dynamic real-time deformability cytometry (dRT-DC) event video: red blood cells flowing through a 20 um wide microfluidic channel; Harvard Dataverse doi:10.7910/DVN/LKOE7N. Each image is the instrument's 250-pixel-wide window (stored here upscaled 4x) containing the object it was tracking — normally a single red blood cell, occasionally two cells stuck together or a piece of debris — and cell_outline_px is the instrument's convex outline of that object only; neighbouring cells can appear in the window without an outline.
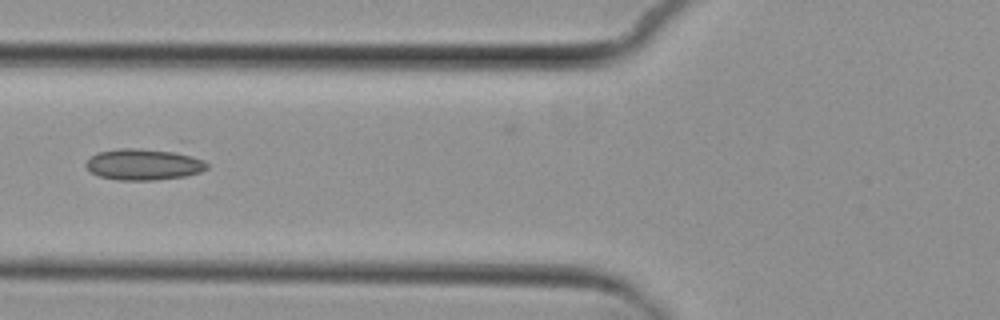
{"species": "common noctule bat (a hibernating species)", "species_latin": "Nyctalus noctula", "temperature_condition": "cold", "stored_images_in_passage": 8, "camera_frame_rate_fps": 3000, "um_per_image_px": 0.085, "animal": {"sex": "female", "body_mass_g": 29.2, "forearm_length_mm": 56.3}, "frame": {"image": 1, "passage_image": 5, "time_ms": 5.0, "image_size_px": [1000, 320], "cell_outline_px": [[208, 168], [200, 172], [184, 176], [156, 180], [116, 180], [100, 176], [92, 172], [84, 164], [96, 152], [116, 148], [184, 148], [204, 160], [208, 164]], "centroid_in_image_um": [12.35, 13.91], "position_along_channel_um": 113.5, "area_um2": 23.29}}
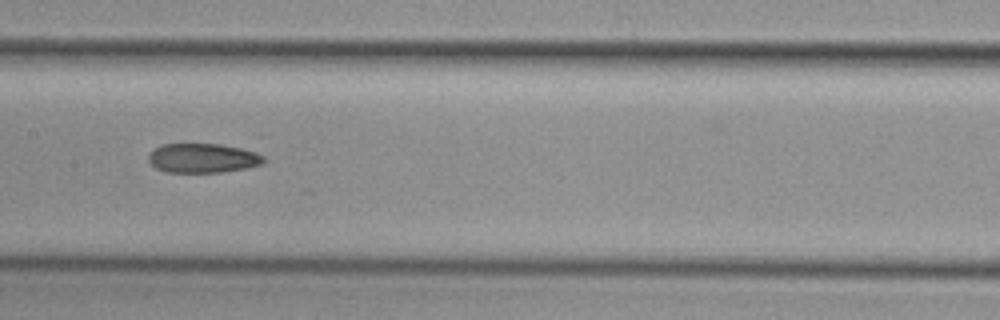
{"frame": {"image": 2, "passage_image": 7, "time_ms": 7.0, "image_size_px": [1000, 320], "cell_outline_px": [[264, 160], [260, 164], [244, 168], [220, 172], [168, 172], [156, 168], [148, 160], [148, 156], [160, 144], [220, 144], [240, 148], [256, 152], [264, 156]], "centroid_in_image_um": [17.22, 13.43], "position_along_channel_um": 190.2, "area_um2": 19.42}}
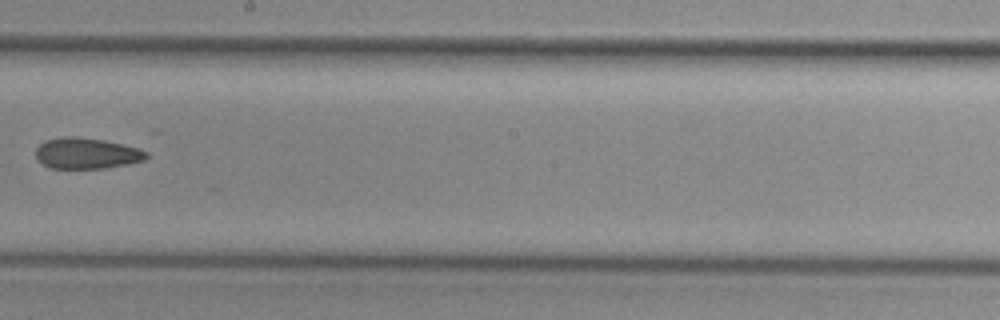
{"frame": {"image": 3, "passage_image": 8, "time_ms": 8.333, "image_size_px": [1000, 320], "cell_outline_px": [[148, 156], [144, 160], [128, 164], [108, 168], [48, 168], [40, 164], [36, 160], [36, 148], [40, 144], [48, 140], [60, 136], [72, 136], [104, 140], [140, 148], [148, 152]], "centroid_in_image_um": [7.35, 13.04], "position_along_channel_um": 240.9, "area_um2": 20.17}}